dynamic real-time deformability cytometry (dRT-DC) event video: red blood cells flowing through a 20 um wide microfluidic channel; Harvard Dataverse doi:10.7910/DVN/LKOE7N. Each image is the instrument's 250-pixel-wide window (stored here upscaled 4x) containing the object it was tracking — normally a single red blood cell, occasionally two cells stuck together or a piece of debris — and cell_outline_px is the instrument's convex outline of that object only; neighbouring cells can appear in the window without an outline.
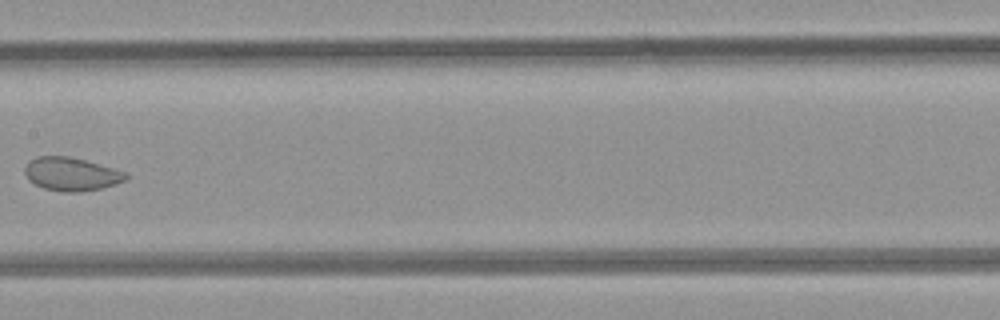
{"species": "common noctule bat (a hibernating species)", "species_latin": "Nyctalus noctula", "temperature_condition": "room temperature", "stored_images_in_passage": 8, "camera_frame_rate_fps": 3000, "um_per_image_px": 0.085, "animal": {"sex": "female", "body_mass_g": 21.9}, "frame": {"image": 1, "passage_image": 8, "time_ms": 8.0, "image_size_px": [1000, 320], "cell_outline_px": [[128, 180], [100, 188], [80, 192], [64, 192], [44, 188], [28, 180], [24, 172], [24, 168], [28, 160], [36, 156], [68, 156], [84, 160], [128, 172]], "centroid_in_image_um": [6.05, 14.79], "position_along_channel_um": 201.3, "area_um2": 19.71}}